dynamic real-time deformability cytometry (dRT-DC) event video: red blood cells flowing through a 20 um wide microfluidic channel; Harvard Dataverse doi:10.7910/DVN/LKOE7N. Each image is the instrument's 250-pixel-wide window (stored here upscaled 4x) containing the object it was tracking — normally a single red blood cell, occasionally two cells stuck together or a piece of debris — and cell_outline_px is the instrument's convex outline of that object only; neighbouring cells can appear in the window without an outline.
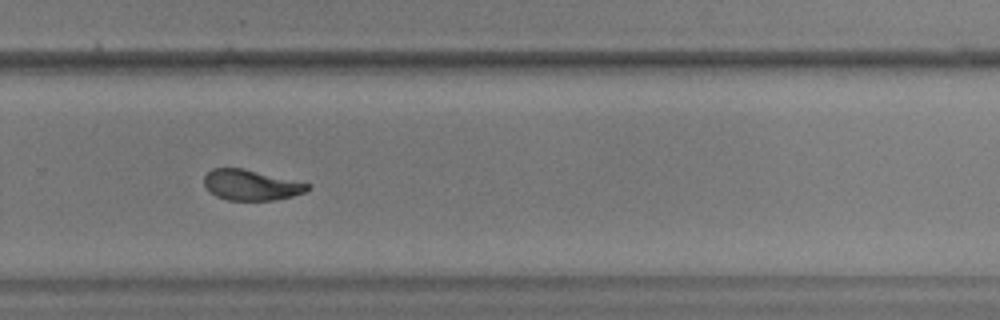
{"species": "common noctule bat (a hibernating species)", "species_latin": "Nyctalus noctula", "temperature_condition": "warm", "stored_images_in_passage": 37, "camera_frame_rate_fps": 3000, "um_per_image_px": 0.085, "animal": {"sex": "male", "body_mass_g": 17.9, "forearm_length_mm": 54.2}, "frame": {"image": 1, "passage_image": 22, "time_ms": 7.0, "image_size_px": [1000, 320], "cell_outline_px": [[308, 188], [304, 192], [292, 196], [272, 200], [228, 200], [216, 196], [204, 184], [204, 176], [212, 168], [244, 168], [308, 184]], "centroid_in_image_um": [21.29, 15.72], "position_along_channel_um": 308.5, "area_um2": 17.98}}